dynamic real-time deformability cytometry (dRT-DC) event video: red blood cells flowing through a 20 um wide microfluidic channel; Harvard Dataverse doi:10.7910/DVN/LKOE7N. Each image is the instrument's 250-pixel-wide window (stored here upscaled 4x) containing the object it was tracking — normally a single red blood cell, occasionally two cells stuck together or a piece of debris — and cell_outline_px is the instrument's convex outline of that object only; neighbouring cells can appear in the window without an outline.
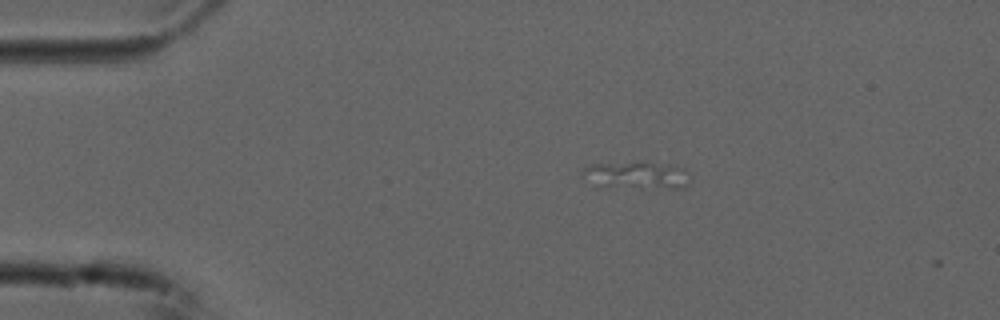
{"species": "common noctule bat (a hibernating species)", "species_latin": "Nyctalus noctula", "temperature_condition": "cold", "stored_images_in_passage": 3, "camera_frame_rate_fps": 3000, "um_per_image_px": 0.085, "animal": {"sex": "male", "forearm_length_mm": 52.5}, "frame": {"image": 1, "passage_image": 2, "time_ms": 0.333, "image_size_px": [1000, 320], "cell_outline_px": [[688, 184], [684, 188], [672, 188], [604, 184], [584, 172], [584, 168], [592, 164], [652, 164], [684, 168]], "centroid_in_image_um": [54.3, 14.89], "position_along_channel_um": 30.7, "area_um2": 14.62}}